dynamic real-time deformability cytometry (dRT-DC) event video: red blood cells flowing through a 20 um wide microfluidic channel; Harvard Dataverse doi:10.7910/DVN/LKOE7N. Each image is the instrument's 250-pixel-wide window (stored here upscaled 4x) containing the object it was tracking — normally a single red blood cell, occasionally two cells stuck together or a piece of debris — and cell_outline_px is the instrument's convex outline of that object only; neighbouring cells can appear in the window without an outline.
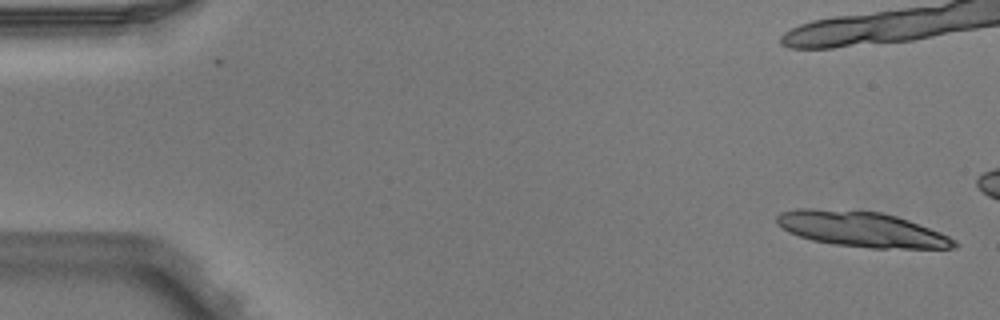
{"species": "Egyptian fruit bat (a non-hibernating species)", "species_latin": "Rousettus aegyptiacus", "temperature_condition": "warm", "stored_images_in_passage": 5, "camera_frame_rate_fps": 3000, "um_per_image_px": 0.085, "animal": {"sex": "male"}, "frame": {"image": 1, "passage_image": 1, "time_ms": 0.0, "image_size_px": [1000, 320], "cell_outline_px": [[960, 244], [956, 248], [872, 248], [832, 244], [812, 240], [788, 232], [776, 224], [776, 216], [780, 212], [796, 208], [812, 208], [880, 212], [896, 216], [908, 220], [940, 232], [956, 240]], "centroid_in_image_um": [73.21, 19.48], "position_along_channel_um": 11.8, "area_um2": 36.53}}